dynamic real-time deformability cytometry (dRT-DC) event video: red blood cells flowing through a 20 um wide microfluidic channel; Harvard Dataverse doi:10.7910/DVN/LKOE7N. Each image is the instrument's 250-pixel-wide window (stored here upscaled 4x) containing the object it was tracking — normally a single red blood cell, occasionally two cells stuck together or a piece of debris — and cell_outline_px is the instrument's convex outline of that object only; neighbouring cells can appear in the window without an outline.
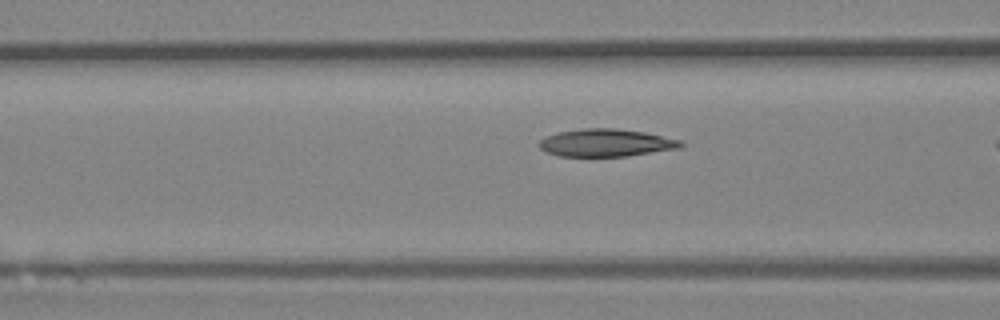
{"species": "Egyptian fruit bat (a non-hibernating species)", "species_latin": "Rousettus aegyptiacus", "temperature_condition": "room temperature", "stored_images_in_passage": 15, "camera_frame_rate_fps": 3000, "um_per_image_px": 0.085, "animal": {"sex": "female"}, "frame": {"image": 1, "passage_image": 13, "time_ms": 4.0, "image_size_px": [1000, 320], "cell_outline_px": [[684, 144], [680, 148], [624, 156], [560, 156], [548, 152], [540, 148], [536, 144], [540, 140], [548, 136], [560, 132], [584, 128], [612, 128], [644, 132], [680, 140]], "centroid_in_image_um": [51.5, 12.14], "position_along_channel_um": 115.1, "area_um2": 22.43}}